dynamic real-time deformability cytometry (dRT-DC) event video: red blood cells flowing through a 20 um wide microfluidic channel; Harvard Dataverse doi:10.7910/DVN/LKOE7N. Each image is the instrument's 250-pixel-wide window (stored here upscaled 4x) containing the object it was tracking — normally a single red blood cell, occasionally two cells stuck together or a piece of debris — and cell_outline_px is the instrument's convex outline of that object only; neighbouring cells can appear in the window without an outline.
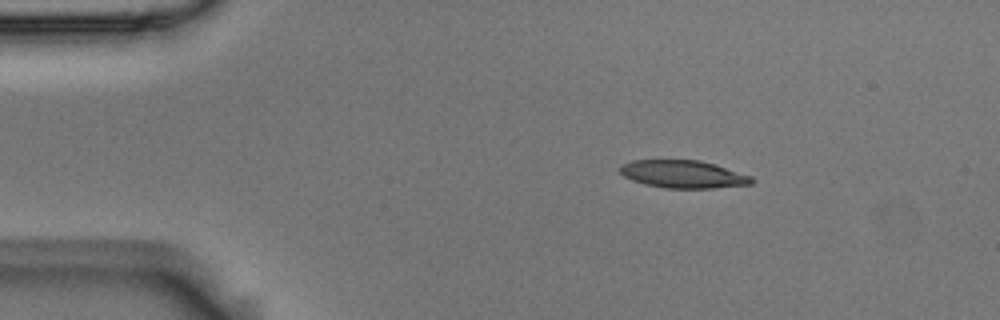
{"species": "Egyptian fruit bat (a non-hibernating species)", "species_latin": "Rousettus aegyptiacus", "temperature_condition": "room temperature", "stored_images_in_passage": 46, "camera_frame_rate_fps": 3000, "um_per_image_px": 0.085, "animal": {"sex": "male"}, "frame": {"image": 1, "passage_image": 1, "time_ms": 0.0, "image_size_px": [1000, 320], "cell_outline_px": [[756, 180], [752, 184], [712, 188], [664, 188], [644, 184], [632, 180], [624, 176], [620, 172], [620, 164], [632, 160], [700, 160], [752, 176]], "centroid_in_image_um": [58.06, 14.81], "position_along_channel_um": 26.9, "area_um2": 21.27}}
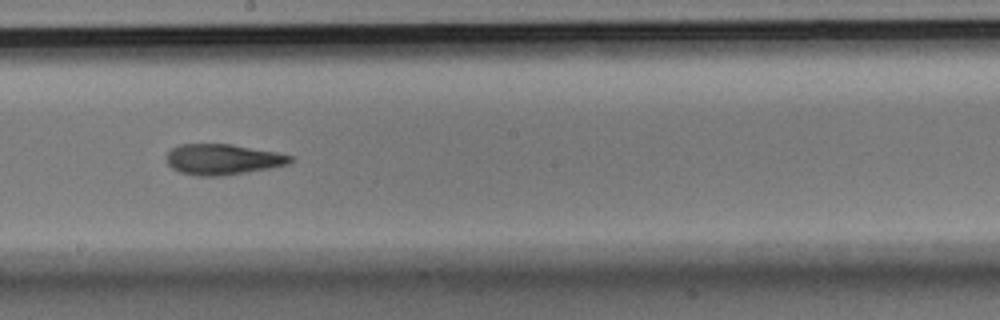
{"frame": {"image": 2, "passage_image": 22, "time_ms": 7.0, "image_size_px": [1000, 320], "cell_outline_px": [[292, 160], [288, 164], [272, 168], [224, 176], [196, 176], [180, 172], [172, 168], [168, 164], [168, 152], [172, 148], [180, 144], [232, 144], [276, 152], [292, 156]], "centroid_in_image_um": [18.94, 13.55], "position_along_channel_um": 229.3, "area_um2": 22.14}}
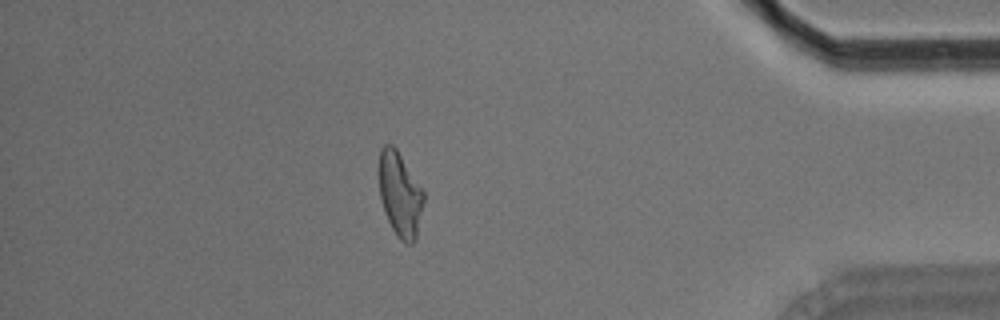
{"frame": {"image": 3, "passage_image": 39, "time_ms": 12.667, "image_size_px": [1000, 320], "cell_outline_px": [[424, 200], [416, 240], [412, 244], [404, 244], [396, 236], [384, 212], [380, 200], [380, 148], [384, 144], [392, 144], [396, 148], [424, 192]], "centroid_in_image_um": [34.0, 16.57], "position_along_channel_um": 401.2, "area_um2": 21.91}, "authors_computed_cell_mechanics": {"area_um2": 22.2819, "velocity_mm_per_s": 3.733, "shape_relaxation_time_tau1_ms": 4.5577, "shape_relaxation_time_tau2_ms": 2.9998, "deformation_change_tau1": 0.1824, "deformation_change_tau2": 0.125}}